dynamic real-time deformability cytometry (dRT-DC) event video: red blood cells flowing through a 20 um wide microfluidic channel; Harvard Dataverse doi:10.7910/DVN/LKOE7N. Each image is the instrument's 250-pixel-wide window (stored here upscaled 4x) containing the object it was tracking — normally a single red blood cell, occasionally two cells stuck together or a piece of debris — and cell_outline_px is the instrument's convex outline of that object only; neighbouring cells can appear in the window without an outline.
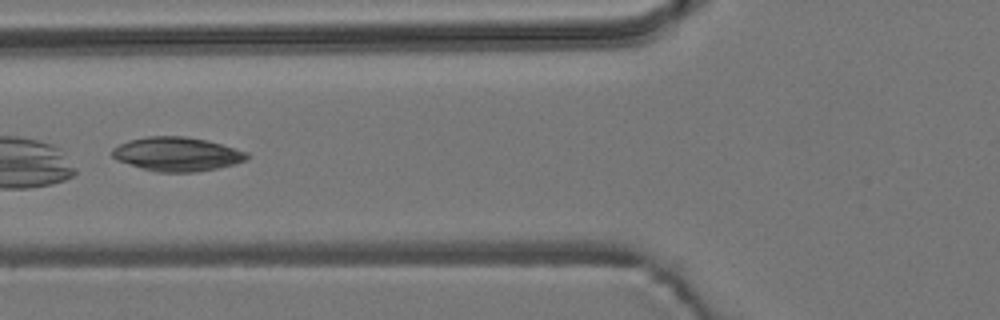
{"species": "common noctule bat (a hibernating species)", "species_latin": "Nyctalus noctula", "temperature_condition": "room temperature", "stored_images_in_passage": 5, "camera_frame_rate_fps": 3000, "um_per_image_px": 0.085, "animal": {"sex": "male", "body_mass_g": 19.2, "forearm_length_mm": 51.8}, "frame": {"image": 1, "passage_image": 5, "time_ms": 5.333, "image_size_px": [1000, 320], "cell_outline_px": [[248, 160], [220, 168], [196, 172], [156, 172], [116, 160], [112, 156], [112, 148], [128, 140], [148, 136], [184, 136], [208, 140], [248, 152]], "centroid_in_image_um": [15.06, 13.1], "position_along_channel_um": 110.7, "area_um2": 26.82}}